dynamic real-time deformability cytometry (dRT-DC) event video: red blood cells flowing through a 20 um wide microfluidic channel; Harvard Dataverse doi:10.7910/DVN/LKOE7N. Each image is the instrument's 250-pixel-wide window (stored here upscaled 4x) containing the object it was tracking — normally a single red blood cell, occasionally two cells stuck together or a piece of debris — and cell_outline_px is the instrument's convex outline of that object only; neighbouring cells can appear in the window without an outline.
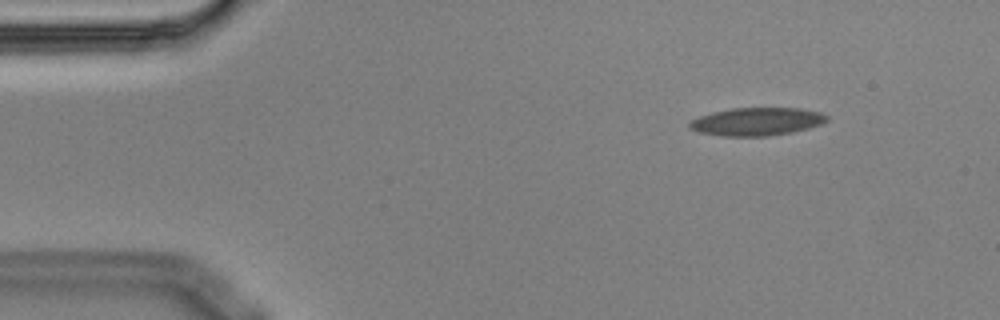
{"species": "Egyptian fruit bat (a non-hibernating species)", "species_latin": "Rousettus aegyptiacus", "temperature_condition": "cold", "stored_images_in_passage": 8, "camera_frame_rate_fps": 3000, "um_per_image_px": 0.085, "animal": {"sex": "male"}, "frame": {"image": 1, "passage_image": 2, "time_ms": 0.333, "image_size_px": [1000, 320], "cell_outline_px": [[828, 120], [820, 124], [808, 128], [792, 132], [768, 136], [724, 136], [696, 132], [688, 128], [688, 124], [692, 120], [700, 116], [712, 112], [732, 108], [800, 108], [820, 112], [828, 116]], "centroid_in_image_um": [64.3, 10.33], "position_along_channel_um": 20.7, "area_um2": 22.43}}
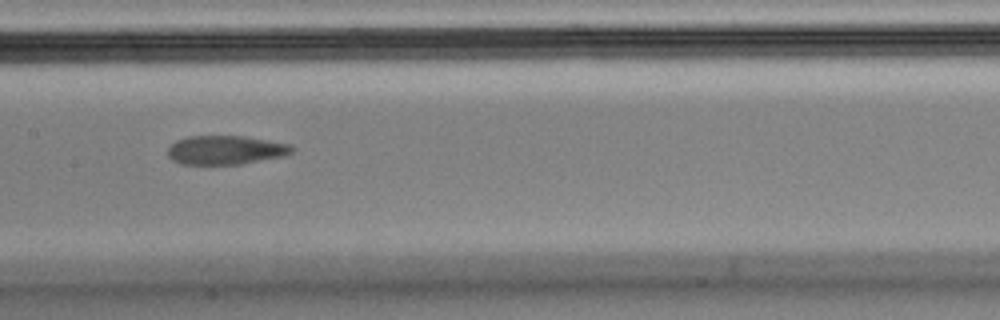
{"frame": {"image": 2, "passage_image": 8, "time_ms": 2.333, "image_size_px": [1000, 320], "cell_outline_px": [[296, 148], [292, 152], [284, 156], [240, 164], [180, 164], [172, 160], [168, 156], [168, 148], [176, 140], [188, 136], [244, 136], [292, 144]], "centroid_in_image_um": [19.2, 12.75], "position_along_channel_um": 188.2, "area_um2": 21.04}}